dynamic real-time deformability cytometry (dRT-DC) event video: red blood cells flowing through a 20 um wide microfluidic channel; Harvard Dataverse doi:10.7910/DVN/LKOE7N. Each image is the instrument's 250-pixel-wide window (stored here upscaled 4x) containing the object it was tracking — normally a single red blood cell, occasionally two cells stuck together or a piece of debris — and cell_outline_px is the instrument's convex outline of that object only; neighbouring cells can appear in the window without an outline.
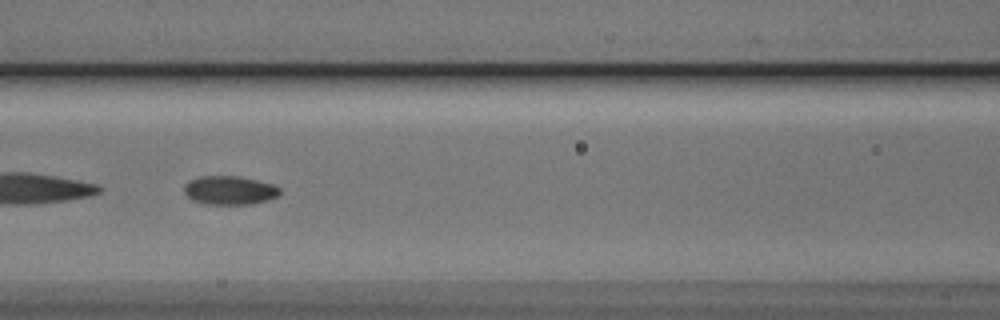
{"species": "Egyptian fruit bat (a non-hibernating species)", "species_latin": "Rousettus aegyptiacus", "temperature_condition": "cold", "stored_images_in_passage": 54, "segment_of_instrument_passage": [2, 2], "camera_frame_rate_fps": 3000, "um_per_image_px": 0.085, "animal": {"sex": "male"}, "frame": {"image": 1, "passage_image": 23, "time_ms": 7.333, "image_size_px": [1000, 320], "cell_outline_px": [[280, 192], [276, 196], [268, 200], [252, 204], [208, 204], [192, 200], [184, 192], [184, 184], [188, 180], [200, 176], [236, 176], [256, 180], [272, 184], [280, 188]], "centroid_in_image_um": [19.48, 16.17], "position_along_channel_um": 147.1, "area_um2": 15.95}}
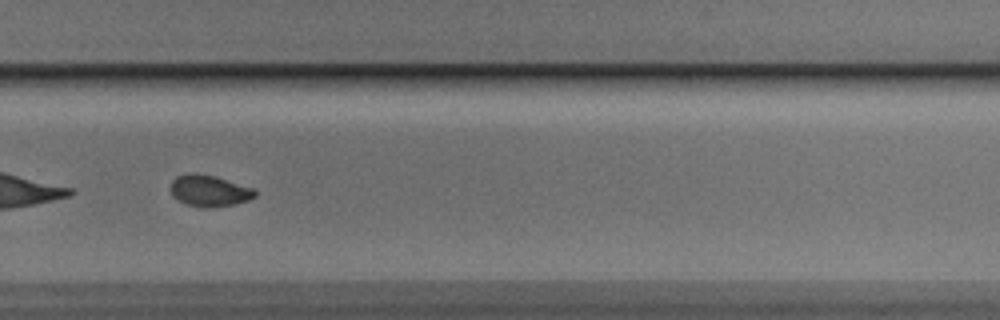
{"frame": {"image": 2, "passage_image": 36, "time_ms": 11.667, "image_size_px": [1000, 320], "cell_outline_px": [[256, 196], [248, 200], [236, 204], [212, 208], [204, 208], [184, 204], [172, 196], [168, 188], [172, 180], [176, 176], [188, 172], [196, 172], [216, 176], [252, 188], [256, 192]], "centroid_in_image_um": [17.72, 16.21], "position_along_channel_um": 312.1, "area_um2": 15.9}}
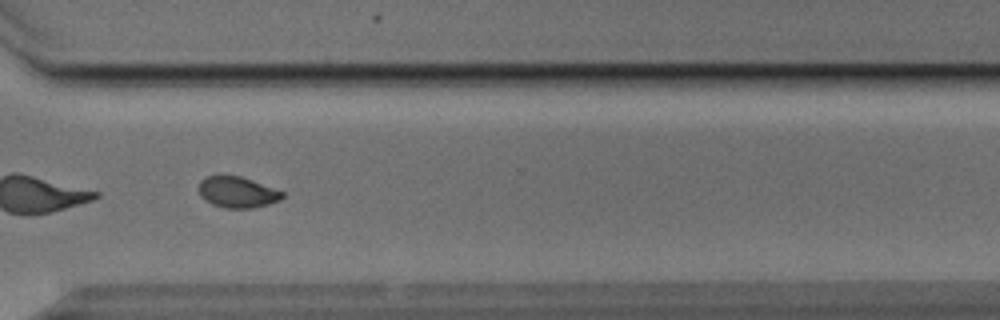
{"frame": {"image": 3, "passage_image": 39, "time_ms": 12.667, "image_size_px": [1000, 320], "cell_outline_px": [[284, 196], [280, 200], [268, 204], [252, 208], [224, 208], [212, 204], [204, 200], [200, 196], [200, 180], [204, 176], [240, 176], [252, 180], [284, 192]], "centroid_in_image_um": [20.17, 16.34], "position_along_channel_um": 350.4, "area_um2": 15.03}}